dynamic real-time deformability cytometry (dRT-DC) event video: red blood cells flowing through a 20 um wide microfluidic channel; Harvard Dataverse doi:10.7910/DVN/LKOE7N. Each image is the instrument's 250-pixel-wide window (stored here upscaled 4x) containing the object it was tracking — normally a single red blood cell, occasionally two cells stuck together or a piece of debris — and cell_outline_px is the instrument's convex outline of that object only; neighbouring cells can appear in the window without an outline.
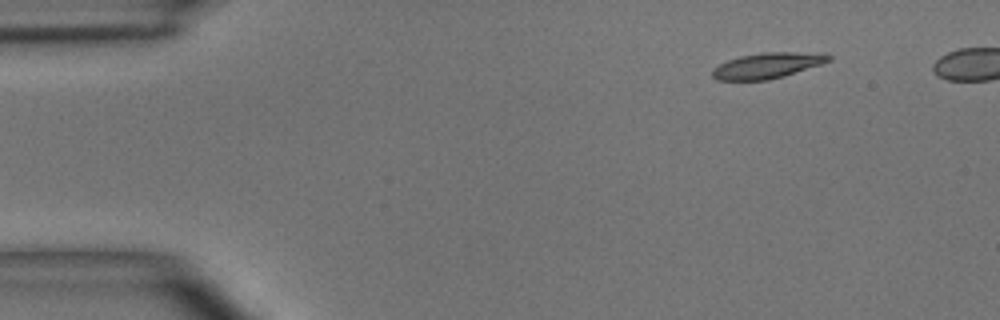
{"species": "common noctule bat (a hibernating species)", "species_latin": "Nyctalus noctula", "temperature_condition": "room temperature", "stored_images_in_passage": 5, "camera_frame_rate_fps": 3000, "um_per_image_px": 0.085, "animal": {"sex": "male", "body_mass_g": 15.6}, "frame": {"image": 1, "passage_image": 1, "time_ms": 0.0, "image_size_px": [1000, 320], "cell_outline_px": [[832, 60], [784, 76], [768, 80], [716, 80], [712, 76], [712, 72], [720, 64], [728, 60], [740, 56], [764, 52], [824, 52], [832, 56]], "centroid_in_image_um": [65.28, 5.56], "position_along_channel_um": 19.7, "area_um2": 17.34}}
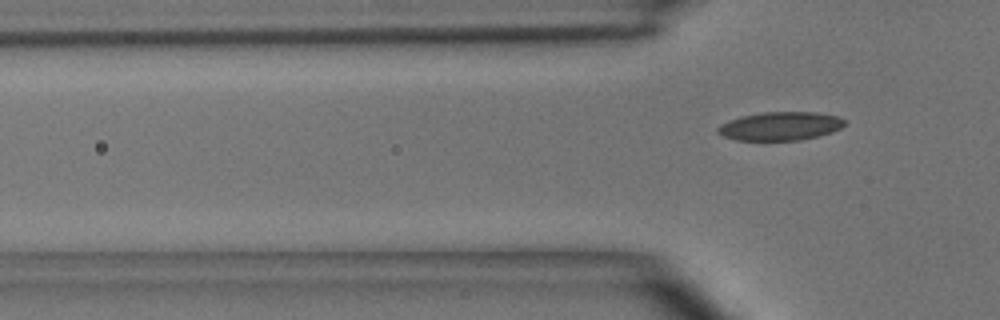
{"frame": {"image": 2, "passage_image": 5, "time_ms": 5.667, "image_size_px": [1000, 320], "cell_outline_px": [[844, 124], [840, 128], [832, 132], [800, 140], [736, 140], [724, 136], [716, 132], [716, 128], [720, 124], [740, 116], [764, 112], [816, 112], [836, 116], [844, 120]], "centroid_in_image_um": [66.28, 10.72], "position_along_channel_um": 59.5, "area_um2": 20.92}}